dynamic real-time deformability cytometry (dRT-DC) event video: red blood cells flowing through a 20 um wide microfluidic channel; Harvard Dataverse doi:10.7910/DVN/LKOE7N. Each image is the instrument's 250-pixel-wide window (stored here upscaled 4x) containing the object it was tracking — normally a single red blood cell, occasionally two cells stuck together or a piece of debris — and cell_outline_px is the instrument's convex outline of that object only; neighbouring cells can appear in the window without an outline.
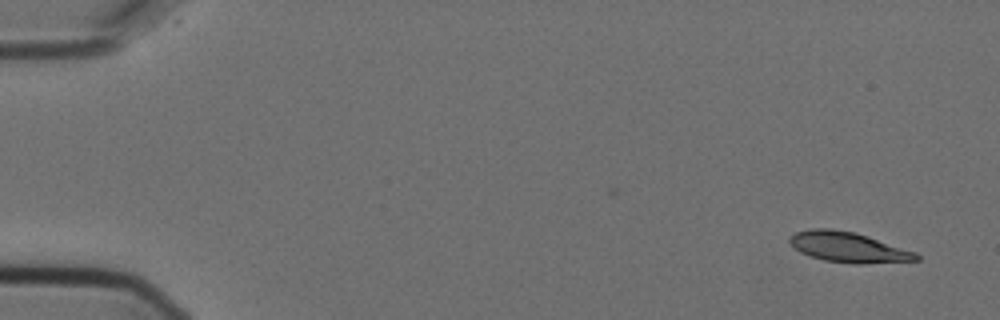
{"species": "Egyptian fruit bat (a non-hibernating species)", "species_latin": "Rousettus aegyptiacus", "temperature_condition": "cold", "stored_images_in_passage": 2, "camera_frame_rate_fps": 3000, "um_per_image_px": 0.085, "animal": {"sex": "female"}, "frame": {"image": 1, "passage_image": 2, "time_ms": 0.333, "image_size_px": [1000, 320], "cell_outline_px": [[920, 260], [860, 264], [852, 264], [824, 260], [800, 252], [788, 240], [788, 236], [796, 232], [812, 228], [832, 228], [856, 232], [916, 252], [920, 256]], "centroid_in_image_um": [72.11, 21.0], "position_along_channel_um": 12.9, "area_um2": 22.37}}